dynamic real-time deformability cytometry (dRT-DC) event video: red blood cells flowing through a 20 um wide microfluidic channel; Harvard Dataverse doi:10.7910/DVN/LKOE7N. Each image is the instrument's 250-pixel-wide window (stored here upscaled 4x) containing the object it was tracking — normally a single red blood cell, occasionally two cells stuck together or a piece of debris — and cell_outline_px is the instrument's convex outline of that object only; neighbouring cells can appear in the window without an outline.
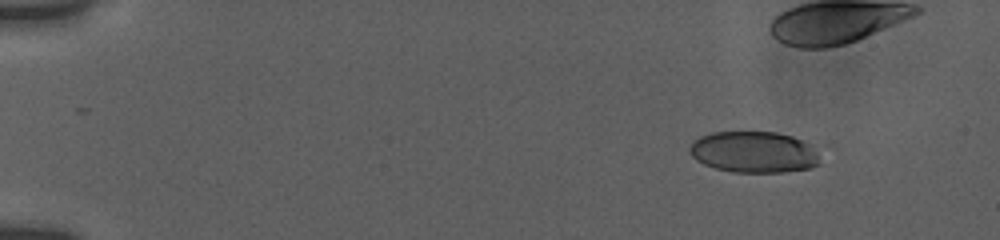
{"species": "human", "species_latin": "Homo sapiens", "temperature_condition": "room temperature", "stored_images_in_passage": 27, "camera_frame_rate_fps": 3000, "um_per_image_px": 0.085, "donor": {"sex": "female"}, "frame": {"image": 1, "passage_image": 1, "time_ms": 0.0, "image_size_px": [1000, 240], "cell_outline_px": [[820, 164], [808, 168], [784, 172], [732, 172], [716, 168], [704, 164], [696, 160], [688, 152], [688, 148], [700, 136], [712, 132], [776, 132], [792, 136], [812, 144], [816, 148]], "centroid_in_image_um": [64.09, 12.92], "position_along_channel_um": 20.9, "area_um2": 31.5}}